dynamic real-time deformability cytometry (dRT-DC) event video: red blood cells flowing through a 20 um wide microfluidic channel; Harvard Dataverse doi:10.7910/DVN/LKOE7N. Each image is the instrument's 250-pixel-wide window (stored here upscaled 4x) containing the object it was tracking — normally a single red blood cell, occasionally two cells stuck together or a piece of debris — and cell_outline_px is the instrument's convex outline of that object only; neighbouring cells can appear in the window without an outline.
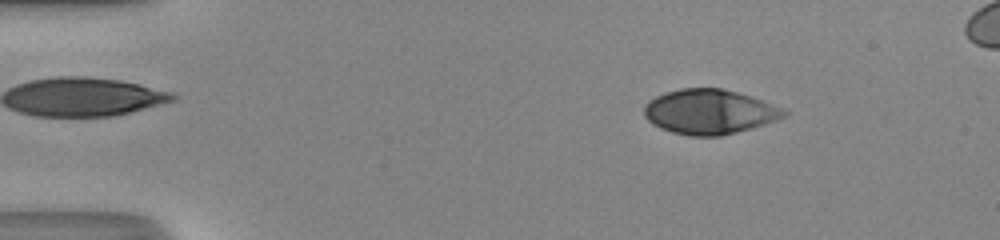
{"species": "human", "species_latin": "Homo sapiens", "temperature_condition": "room temperature", "stored_images_in_passage": 48, "camera_frame_rate_fps": 3000, "um_per_image_px": 0.085, "donor": {"sex": "male"}, "frame": {"image": 1, "passage_image": 7, "time_ms": 2.0, "image_size_px": [1000, 240], "cell_outline_px": [[788, 116], [752, 128], [720, 136], [688, 136], [672, 132], [660, 128], [652, 124], [644, 116], [644, 104], [648, 100], [656, 96], [680, 88], [720, 88], [736, 92], [760, 100], [780, 108], [788, 112]], "centroid_in_image_um": [60.25, 9.51], "position_along_channel_um": 24.7, "area_um2": 36.24}}
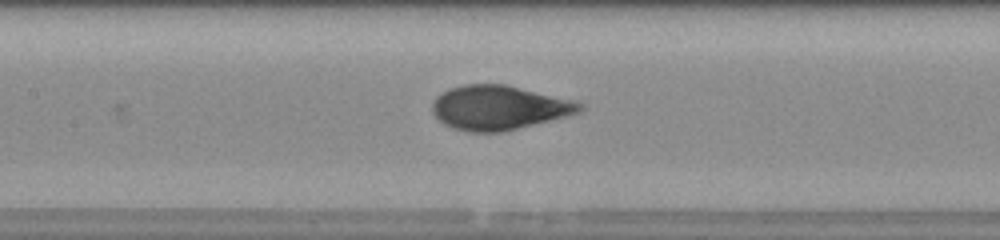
{"frame": {"image": 2, "passage_image": 23, "time_ms": 7.333, "image_size_px": [1000, 240], "cell_outline_px": [[584, 108], [580, 112], [504, 132], [472, 132], [452, 128], [444, 124], [432, 112], [432, 100], [436, 96], [448, 88], [464, 84], [504, 84], [576, 100], [584, 104]], "centroid_in_image_um": [42.4, 9.14], "position_along_channel_um": 165.0, "area_um2": 38.21}}
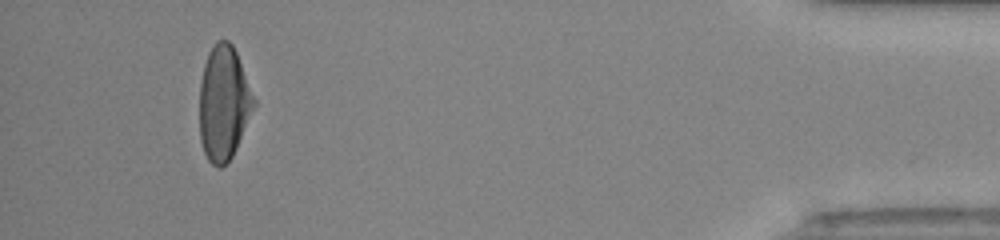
{"frame": {"image": 3, "passage_image": 45, "time_ms": 14.667, "image_size_px": [1000, 240], "cell_outline_px": [[256, 104], [236, 148], [232, 156], [220, 168], [212, 164], [208, 160], [204, 152], [200, 140], [200, 84], [204, 64], [208, 52], [216, 40], [228, 40], [232, 44], [236, 52], [256, 100]], "centroid_in_image_um": [19.01, 8.75], "position_along_channel_um": 416.2, "area_um2": 36.13}, "authors_computed_cell_mechanics": {"area_um2": 37.5122, "velocity_mm_per_s": 4.3379, "shape_relaxation_time_tau1_ms": 5.3455, "shape_relaxation_time_tau2_ms": null, "deformation_change_tau1": 0.2545, "deformation_change_tau2": null}}